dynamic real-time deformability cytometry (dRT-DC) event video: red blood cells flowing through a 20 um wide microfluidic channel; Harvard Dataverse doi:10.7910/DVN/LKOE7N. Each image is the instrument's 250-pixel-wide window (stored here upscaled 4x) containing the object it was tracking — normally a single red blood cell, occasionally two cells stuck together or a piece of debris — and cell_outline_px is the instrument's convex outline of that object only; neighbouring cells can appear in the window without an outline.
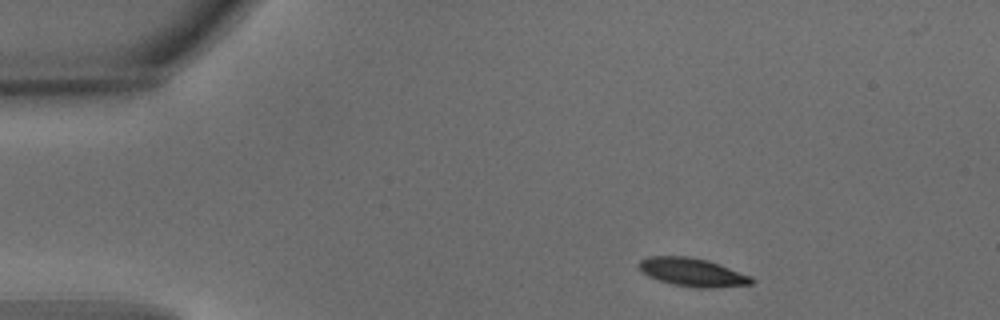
{"species": "common noctule bat (a hibernating species)", "species_latin": "Nyctalus noctula", "temperature_condition": "warm", "stored_images_in_passage": 3, "camera_frame_rate_fps": 3000, "um_per_image_px": 0.085, "animal": {"sex": "male", "body_mass_g": 15.6}, "frame": {"image": 1, "passage_image": 1, "time_ms": 0.0, "image_size_px": [1000, 320], "cell_outline_px": [[752, 284], [712, 288], [696, 288], [672, 284], [648, 276], [636, 264], [640, 260], [648, 256], [688, 256], [708, 260], [752, 276]], "centroid_in_image_um": [58.85, 23.13], "position_along_channel_um": 26.2, "area_um2": 18.55}}